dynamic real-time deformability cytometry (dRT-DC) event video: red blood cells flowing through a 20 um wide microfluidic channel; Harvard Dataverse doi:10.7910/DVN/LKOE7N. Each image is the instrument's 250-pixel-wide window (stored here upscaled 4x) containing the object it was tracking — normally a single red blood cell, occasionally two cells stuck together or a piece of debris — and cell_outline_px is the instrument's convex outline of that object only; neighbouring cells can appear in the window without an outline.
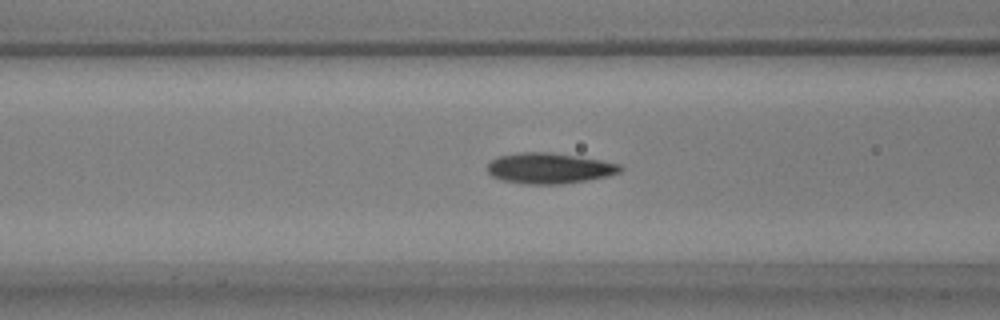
{"species": "common noctule bat (a hibernating species)", "species_latin": "Nyctalus noctula", "temperature_condition": "warm", "stored_images_in_passage": 42, "camera_frame_rate_fps": 3000, "um_per_image_px": 0.085, "animal": {"sex": "male", "body_mass_g": 17.9, "forearm_length_mm": 54.2}, "frame": {"image": 1, "passage_image": 14, "time_ms": 4.333, "image_size_px": [1000, 320], "cell_outline_px": [[624, 168], [620, 172], [608, 176], [588, 180], [560, 184], [524, 184], [504, 180], [492, 176], [488, 172], [488, 164], [496, 156], [520, 152], [552, 152], [600, 160], [620, 164]], "centroid_in_image_um": [46.7, 14.29], "position_along_channel_um": 119.9, "area_um2": 23.76}}
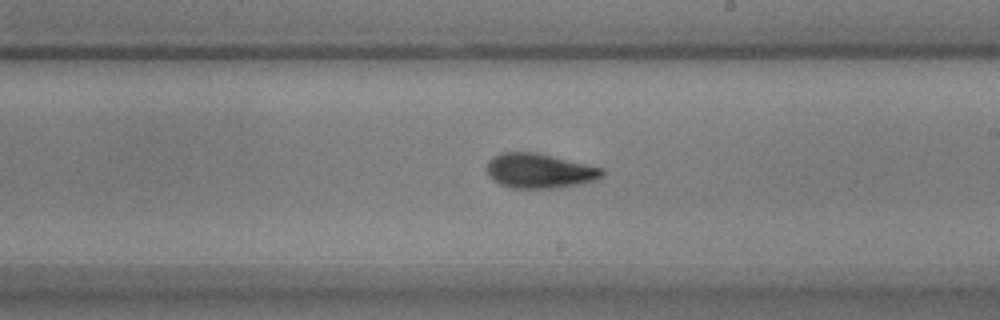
{"frame": {"image": 2, "passage_image": 24, "time_ms": 7.667, "image_size_px": [1000, 320], "cell_outline_px": [[604, 176], [600, 180], [580, 184], [552, 188], [512, 188], [500, 184], [492, 180], [488, 176], [488, 160], [492, 156], [504, 152], [536, 152], [604, 168]], "centroid_in_image_um": [45.89, 14.52], "position_along_channel_um": 243.1, "area_um2": 23.52}}
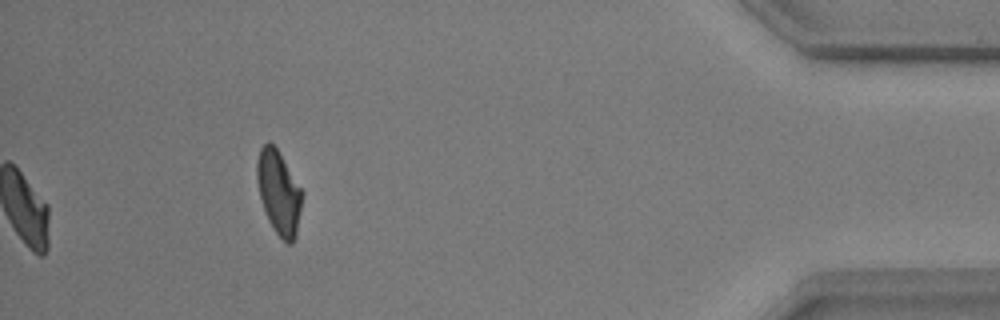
{"frame": {"image": 3, "passage_image": 42, "time_ms": 13.667, "image_size_px": [1000, 320], "cell_outline_px": [[304, 192], [296, 236], [292, 244], [288, 244], [272, 228], [268, 220], [260, 196], [256, 180], [256, 164], [260, 148], [268, 140], [276, 148]], "centroid_in_image_um": [23.7, 16.36], "position_along_channel_um": 411.5, "area_um2": 22.02}, "authors_computed_cell_mechanics": {"area_um2": 22.831, "velocity_mm_per_s": 3.7046, "shape_relaxation_time_tau1_ms": 4.7704, "shape_relaxation_time_tau2_ms": 1.5145, "deformation_change_tau1": 0.1629, "deformation_change_tau2": 0.0731}}